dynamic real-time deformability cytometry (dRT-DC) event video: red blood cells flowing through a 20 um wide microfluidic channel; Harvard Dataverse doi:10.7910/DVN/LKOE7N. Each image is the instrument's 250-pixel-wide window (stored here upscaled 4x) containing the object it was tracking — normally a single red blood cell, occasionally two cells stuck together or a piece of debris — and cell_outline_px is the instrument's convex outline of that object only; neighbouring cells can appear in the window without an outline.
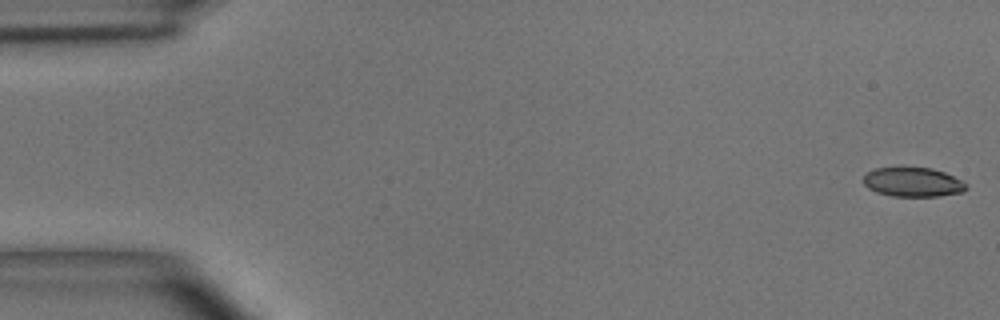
{"species": "common noctule bat (a hibernating species)", "species_latin": "Nyctalus noctula", "temperature_condition": "room temperature", "stored_images_in_passage": 4, "camera_frame_rate_fps": 3000, "um_per_image_px": 0.085, "animal": {"sex": "male", "body_mass_g": 15.6}, "frame": {"image": 1, "passage_image": 1, "time_ms": 0.0, "image_size_px": [1000, 320], "cell_outline_px": [[968, 188], [964, 192], [936, 196], [892, 196], [876, 192], [868, 188], [864, 184], [864, 176], [868, 172], [876, 168], [900, 164], [904, 164], [932, 168], [944, 172], [968, 184]], "centroid_in_image_um": [77.58, 15.43], "position_along_channel_um": 7.4, "area_um2": 18.26}}